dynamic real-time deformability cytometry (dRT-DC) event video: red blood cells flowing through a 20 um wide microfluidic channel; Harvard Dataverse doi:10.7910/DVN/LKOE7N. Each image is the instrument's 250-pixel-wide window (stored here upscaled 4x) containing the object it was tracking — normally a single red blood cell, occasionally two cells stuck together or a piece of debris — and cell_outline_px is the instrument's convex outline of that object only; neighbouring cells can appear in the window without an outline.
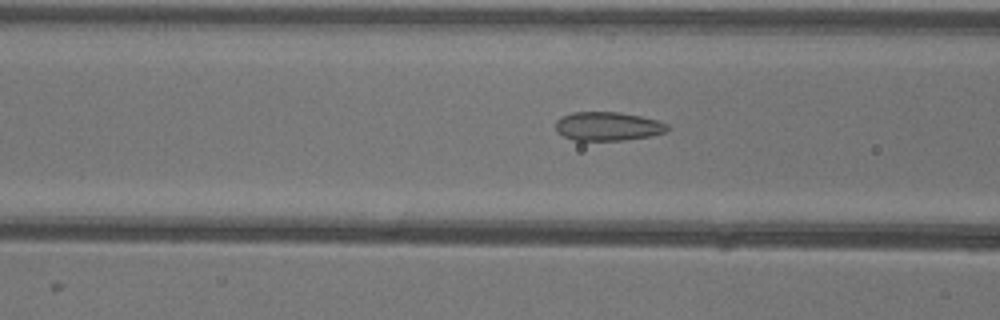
{"species": "common noctule bat (a hibernating species)", "species_latin": "Nyctalus noctula", "temperature_condition": "warm", "stored_images_in_passage": 20, "camera_frame_rate_fps": 3000, "um_per_image_px": 0.085, "animal": {"sex": "female"}, "frame": {"image": 1, "passage_image": 20, "time_ms": 6.333, "image_size_px": [1000, 320], "cell_outline_px": [[668, 128], [664, 132], [652, 136], [624, 140], [572, 140], [556, 132], [556, 120], [560, 116], [572, 112], [620, 112], [640, 116], [656, 120], [668, 124]], "centroid_in_image_um": [51.63, 10.73], "position_along_channel_um": 115.0, "area_um2": 18.79}}